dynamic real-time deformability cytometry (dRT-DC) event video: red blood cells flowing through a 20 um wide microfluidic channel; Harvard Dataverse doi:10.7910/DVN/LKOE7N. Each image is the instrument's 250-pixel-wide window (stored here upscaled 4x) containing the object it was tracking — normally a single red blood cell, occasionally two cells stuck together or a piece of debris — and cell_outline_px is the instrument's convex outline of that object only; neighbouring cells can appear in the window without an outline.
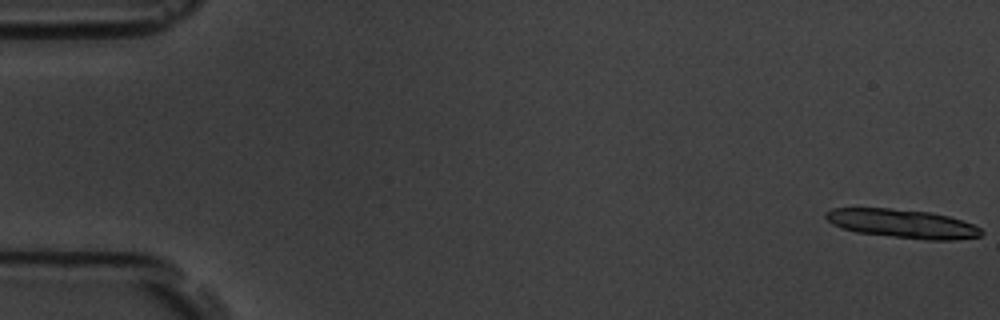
{"species": "common noctule bat (a hibernating species)", "species_latin": "Nyctalus noctula", "temperature_condition": "room temperature", "stored_images_in_passage": 5, "camera_frame_rate_fps": 3000, "um_per_image_px": 0.085, "animal": {"sex": "male", "body_mass_g": 19.5, "forearm_length_mm": 54.6}, "frame": {"image": 1, "passage_image": 1, "time_ms": 0.0, "image_size_px": [1000, 320], "cell_outline_px": [[984, 232], [980, 236], [956, 240], [928, 240], [856, 232], [840, 228], [832, 224], [824, 216], [824, 212], [832, 208], [892, 208], [932, 212], [948, 216], [972, 224], [980, 228]], "centroid_in_image_um": [76.69, 19.0], "position_along_channel_um": 8.3, "area_um2": 26.13}}